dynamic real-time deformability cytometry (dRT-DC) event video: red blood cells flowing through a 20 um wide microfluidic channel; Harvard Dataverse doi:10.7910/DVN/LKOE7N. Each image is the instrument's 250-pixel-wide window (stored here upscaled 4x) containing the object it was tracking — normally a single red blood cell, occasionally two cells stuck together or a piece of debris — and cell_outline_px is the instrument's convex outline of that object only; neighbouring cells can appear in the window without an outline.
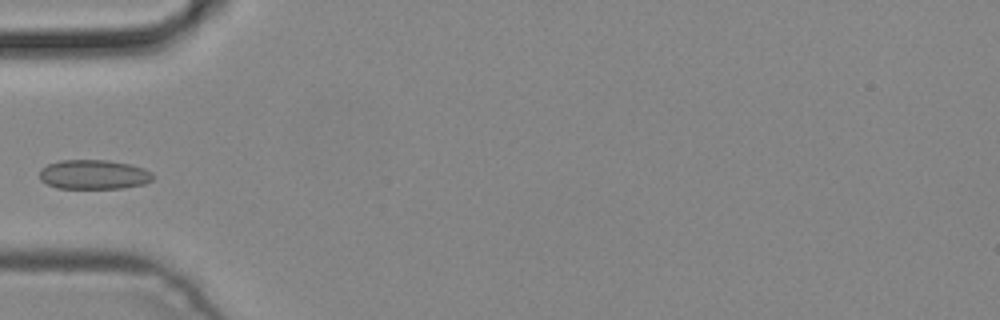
{"species": "common noctule bat (a hibernating species)", "species_latin": "Nyctalus noctula", "temperature_condition": "cold", "stored_images_in_passage": 4, "camera_frame_rate_fps": 3000, "um_per_image_px": 0.085, "animal": {"sex": "male", "body_mass_g": 19.2, "forearm_length_mm": 51.8}, "frame": {"image": 1, "passage_image": 4, "time_ms": 1.0, "image_size_px": [1000, 320], "cell_outline_px": [[156, 176], [152, 180], [144, 184], [120, 188], [56, 188], [40, 180], [40, 168], [48, 164], [60, 160], [108, 160], [132, 164], [144, 168], [152, 172]], "centroid_in_image_um": [7.99, 14.82], "position_along_channel_um": 77.0, "area_um2": 19.65}}